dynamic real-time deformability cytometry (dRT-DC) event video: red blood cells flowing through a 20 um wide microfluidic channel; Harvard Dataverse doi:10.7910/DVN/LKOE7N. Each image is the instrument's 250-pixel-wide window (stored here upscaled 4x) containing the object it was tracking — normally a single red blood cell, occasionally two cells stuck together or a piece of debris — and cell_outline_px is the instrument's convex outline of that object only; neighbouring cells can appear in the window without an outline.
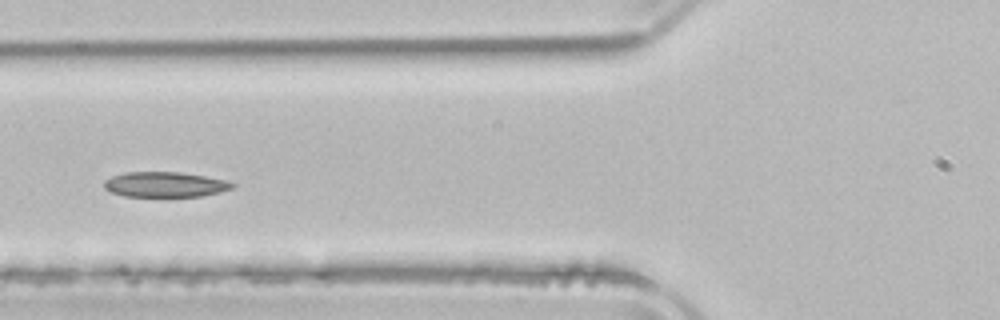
{"species": "common noctule bat (a hibernating species)", "species_latin": "Nyctalus noctula", "temperature_condition": "room temperature", "stored_images_in_passage": 4, "camera_frame_rate_fps": 3000, "um_per_image_px": 0.085, "animal": {"sex": "male", "body_mass_g": 21.5, "forearm_length_mm": 52.0}, "frame": {"image": 1, "passage_image": 4, "time_ms": 4.0, "image_size_px": [1000, 320], "cell_outline_px": [[236, 184], [232, 188], [220, 192], [200, 196], [124, 196], [112, 192], [104, 188], [104, 180], [112, 176], [128, 172], [180, 172], [228, 180]], "centroid_in_image_um": [14.04, 15.68], "position_along_channel_um": 111.8, "area_um2": 18.73}}